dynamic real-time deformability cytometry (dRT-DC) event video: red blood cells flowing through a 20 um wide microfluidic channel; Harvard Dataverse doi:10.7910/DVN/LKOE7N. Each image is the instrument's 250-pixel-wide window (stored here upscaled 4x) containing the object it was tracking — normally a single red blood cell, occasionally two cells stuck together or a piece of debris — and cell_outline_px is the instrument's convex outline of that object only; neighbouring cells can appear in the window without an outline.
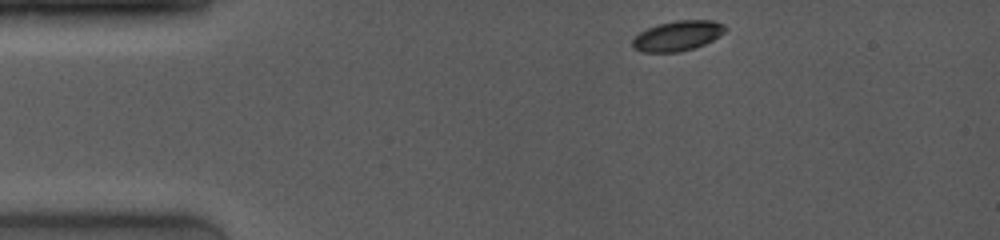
{"species": "common noctule bat (a hibernating species)", "species_latin": "Nyctalus noctula", "temperature_condition": "room temperature", "stored_images_in_passage": 13, "camera_frame_rate_fps": 4000, "um_per_image_px": 0.085, "animal": {"sex": "female", "body_mass_g": 19.0, "forearm_length_mm": 53.3}, "frame": {"image": 1, "passage_image": 1, "time_ms": 0.0, "image_size_px": [1000, 240], "cell_outline_px": [[728, 28], [720, 36], [704, 44], [692, 48], [676, 52], [644, 52], [632, 48], [632, 40], [640, 32], [648, 28], [660, 24], [676, 20], [712, 20], [724, 24]], "centroid_in_image_um": [57.61, 3.04], "position_along_channel_um": 27.4, "area_um2": 16.13}}
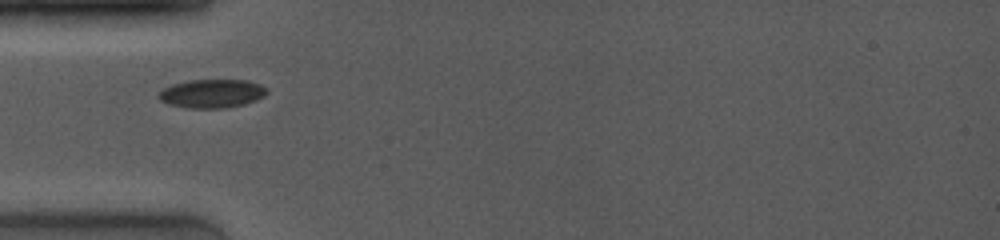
{"frame": {"image": 2, "passage_image": 7, "time_ms": 2.5, "image_size_px": [1000, 240], "cell_outline_px": [[268, 92], [264, 96], [256, 100], [244, 104], [228, 108], [188, 108], [168, 104], [160, 100], [156, 96], [164, 88], [172, 84], [188, 80], [248, 80], [260, 84], [268, 88]], "centroid_in_image_um": [18.03, 7.95], "position_along_channel_um": 67.0, "area_um2": 18.21}}
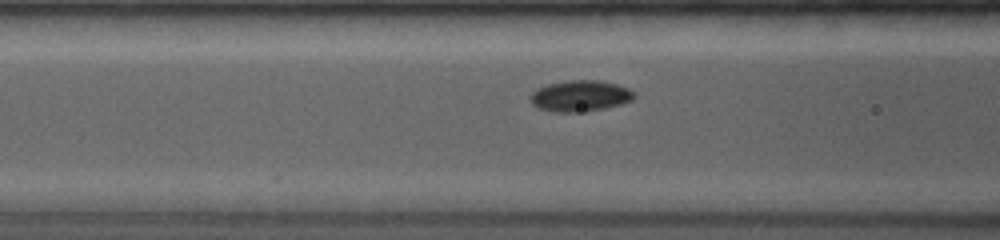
{"frame": {"image": 3, "passage_image": 11, "time_ms": 3.75, "image_size_px": [1000, 240], "cell_outline_px": [[636, 96], [632, 100], [620, 104], [604, 108], [576, 112], [556, 112], [536, 108], [532, 104], [532, 92], [536, 88], [548, 84], [568, 80], [600, 80], [616, 84], [628, 88]], "centroid_in_image_um": [49.3, 8.14], "position_along_channel_um": 117.3, "area_um2": 18.67}}